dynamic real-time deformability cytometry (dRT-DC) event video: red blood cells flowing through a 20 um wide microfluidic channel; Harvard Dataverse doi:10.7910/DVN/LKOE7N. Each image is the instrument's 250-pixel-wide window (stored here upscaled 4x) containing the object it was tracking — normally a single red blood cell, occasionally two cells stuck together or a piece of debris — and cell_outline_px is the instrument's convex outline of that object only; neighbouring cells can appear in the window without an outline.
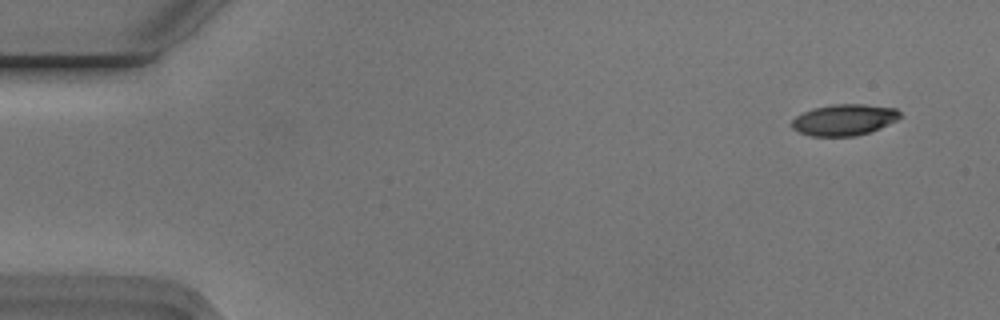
{"species": "Egyptian fruit bat (a non-hibernating species)", "species_latin": "Rousettus aegyptiacus", "temperature_condition": "cold", "stored_images_in_passage": 5, "segment_of_instrument_passage": [2, 2], "camera_frame_rate_fps": 3000, "um_per_image_px": 0.085, "animal": {"sex": "male"}, "frame": {"image": 1, "passage_image": 5, "time_ms": 1.333, "image_size_px": [1000, 320], "cell_outline_px": [[904, 116], [880, 128], [856, 136], [812, 136], [800, 132], [792, 128], [788, 124], [796, 116], [812, 108], [832, 104], [864, 104], [896, 108]], "centroid_in_image_um": [71.75, 10.18], "position_along_channel_um": 13.3, "area_um2": 19.83}}